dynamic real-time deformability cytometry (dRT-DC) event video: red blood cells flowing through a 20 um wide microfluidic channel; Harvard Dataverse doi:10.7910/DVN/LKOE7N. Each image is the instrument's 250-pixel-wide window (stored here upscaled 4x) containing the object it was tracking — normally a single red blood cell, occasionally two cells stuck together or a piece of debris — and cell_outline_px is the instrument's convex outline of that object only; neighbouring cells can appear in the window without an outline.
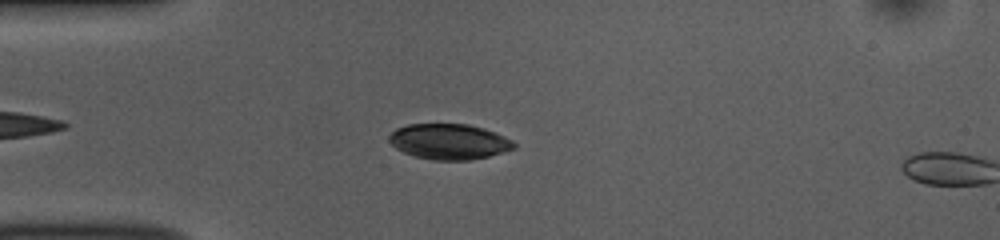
{"species": "common noctule bat (a hibernating species)", "species_latin": "Nyctalus noctula", "temperature_condition": "room temperature", "stored_images_in_passage": 12, "camera_frame_rate_fps": 3000, "um_per_image_px": 0.085, "animal": {"sex": "female", "body_mass_g": 10.0, "forearm_length_mm": 53.1}, "frame": {"image": 1, "passage_image": 10, "time_ms": 3.0, "image_size_px": [1000, 240], "cell_outline_px": [[516, 148], [504, 152], [472, 160], [432, 160], [416, 156], [404, 152], [396, 148], [388, 140], [388, 136], [396, 128], [408, 124], [468, 124], [484, 128], [504, 136], [512, 140], [516, 144]], "centroid_in_image_um": [38.19, 12.03], "position_along_channel_um": 46.8, "area_um2": 25.89}}